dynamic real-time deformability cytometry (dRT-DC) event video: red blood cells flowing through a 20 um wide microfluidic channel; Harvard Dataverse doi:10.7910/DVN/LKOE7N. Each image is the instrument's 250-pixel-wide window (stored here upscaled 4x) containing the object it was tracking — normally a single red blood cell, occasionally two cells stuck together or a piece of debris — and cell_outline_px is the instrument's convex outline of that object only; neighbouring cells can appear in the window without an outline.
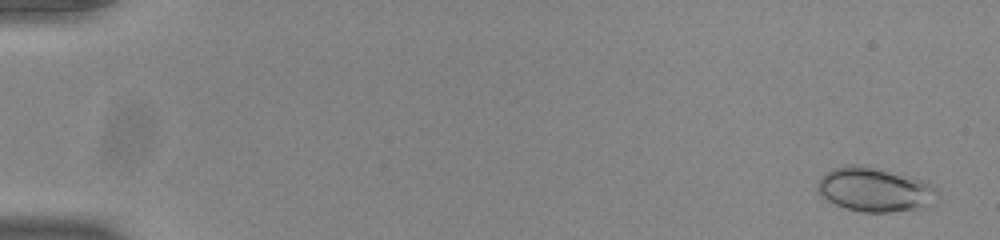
{"species": "common noctule bat (a hibernating species)", "species_latin": "Nyctalus noctula", "temperature_condition": "room temperature", "stored_images_in_passage": 52, "camera_frame_rate_fps": 3000, "um_per_image_px": 0.085, "animal": {"sex": "male", "body_mass_g": 20.0, "forearm_length_mm": 53.3}, "frame": {"image": 1, "passage_image": 2, "time_ms": 0.333, "image_size_px": [1000, 240], "cell_outline_px": [[940, 196], [924, 204], [912, 208], [888, 212], [860, 212], [836, 204], [828, 200], [816, 188], [816, 184], [832, 168], [848, 164], [856, 164], [912, 176], [924, 180], [932, 184], [940, 192]], "centroid_in_image_um": [74.35, 16.09], "position_along_channel_um": 10.7, "area_um2": 30.23}}
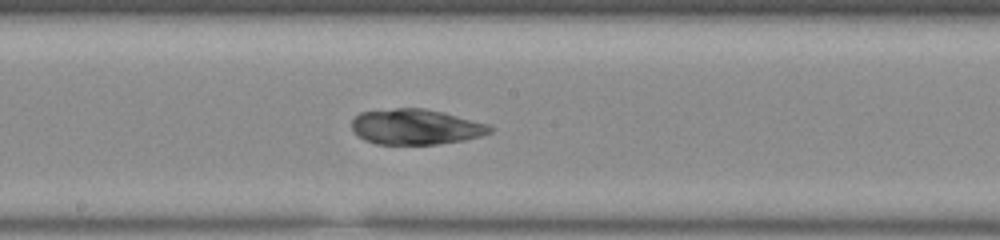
{"frame": {"image": 2, "passage_image": 30, "time_ms": 9.667, "image_size_px": [1000, 240], "cell_outline_px": [[492, 132], [480, 136], [464, 140], [436, 144], [376, 144], [364, 140], [352, 128], [352, 120], [360, 112], [396, 108], [424, 108], [444, 112], [488, 124], [492, 128]], "centroid_in_image_um": [35.35, 10.78], "position_along_channel_um": 212.9, "area_um2": 28.44}}
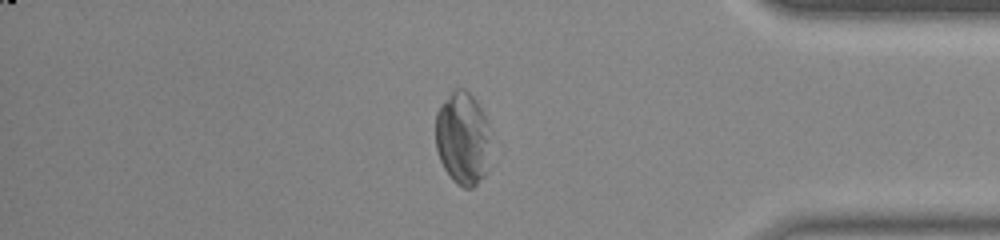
{"frame": {"image": 3, "passage_image": 46, "time_ms": 15.0, "image_size_px": [1000, 240], "cell_outline_px": [[488, 172], [472, 188], [464, 188], [456, 184], [452, 180], [444, 168], [440, 160], [436, 148], [436, 112], [440, 104], [456, 88], [464, 88], [476, 100], [484, 112], [488, 124]], "centroid_in_image_um": [39.32, 11.77], "position_along_channel_um": 395.9, "area_um2": 29.94}}